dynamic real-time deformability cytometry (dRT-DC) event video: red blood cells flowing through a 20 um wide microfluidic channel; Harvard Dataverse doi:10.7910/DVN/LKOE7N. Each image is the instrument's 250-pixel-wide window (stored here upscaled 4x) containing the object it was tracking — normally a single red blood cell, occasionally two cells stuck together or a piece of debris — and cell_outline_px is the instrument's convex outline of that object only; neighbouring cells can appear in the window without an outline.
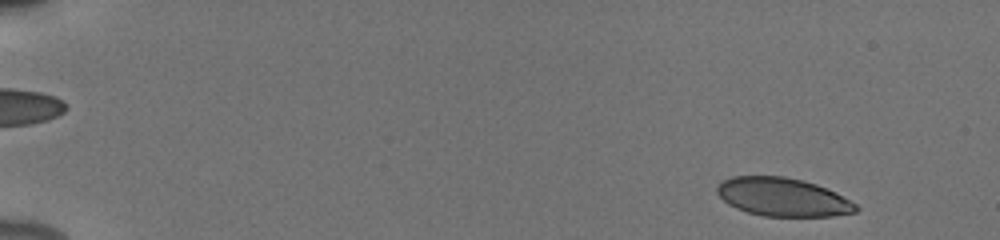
{"species": "human", "species_latin": "Homo sapiens", "temperature_condition": "cold", "stored_images_in_passage": 52, "camera_frame_rate_fps": 3000, "um_per_image_px": 0.085, "donor": {"sex": "male"}, "frame": {"image": 1, "passage_image": 3, "time_ms": 0.667, "image_size_px": [1000, 240], "cell_outline_px": [[860, 208], [856, 212], [832, 216], [764, 216], [748, 212], [736, 208], [728, 204], [716, 192], [716, 188], [724, 180], [732, 176], [784, 176], [816, 184], [836, 192], [856, 204]], "centroid_in_image_um": [66.55, 16.75], "position_along_channel_um": 18.5, "area_um2": 30.92}}
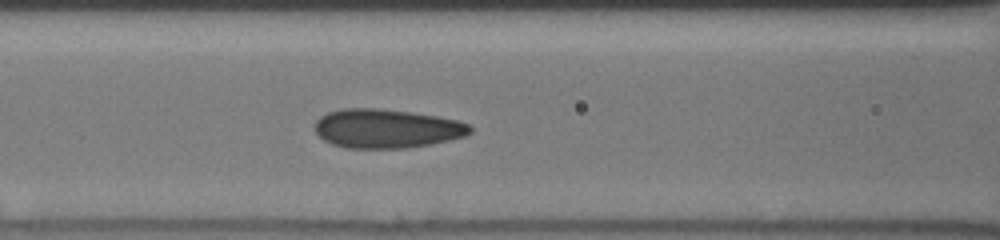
{"frame": {"image": 2, "passage_image": 23, "time_ms": 7.333, "image_size_px": [1000, 240], "cell_outline_px": [[472, 132], [464, 136], [432, 144], [408, 148], [348, 148], [332, 144], [324, 140], [316, 132], [312, 124], [320, 116], [328, 112], [344, 108], [376, 108], [412, 112], [436, 116], [456, 120], [468, 124], [472, 128]], "centroid_in_image_um": [32.83, 10.92], "position_along_channel_um": 133.8, "area_um2": 35.37}}
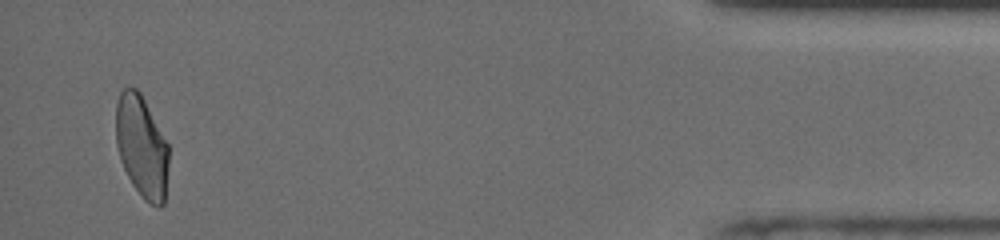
{"frame": {"image": 3, "passage_image": 50, "time_ms": 16.333, "image_size_px": [1000, 240], "cell_outline_px": [[168, 164], [164, 204], [160, 208], [156, 208], [144, 200], [132, 184], [120, 160], [116, 144], [116, 104], [120, 92], [124, 88], [136, 88], [140, 92], [168, 144]], "centroid_in_image_um": [12.04, 12.49], "position_along_channel_um": 423.2, "area_um2": 31.39}, "authors_computed_cell_mechanics": {"area_um2": 33.3217, "velocity_mm_per_s": 3.9163, "shape_relaxation_time_tau1_ms": null, "shape_relaxation_time_tau2_ms": 1.103, "deformation_change_tau1": null, "deformation_change_tau2": 0.0561}}